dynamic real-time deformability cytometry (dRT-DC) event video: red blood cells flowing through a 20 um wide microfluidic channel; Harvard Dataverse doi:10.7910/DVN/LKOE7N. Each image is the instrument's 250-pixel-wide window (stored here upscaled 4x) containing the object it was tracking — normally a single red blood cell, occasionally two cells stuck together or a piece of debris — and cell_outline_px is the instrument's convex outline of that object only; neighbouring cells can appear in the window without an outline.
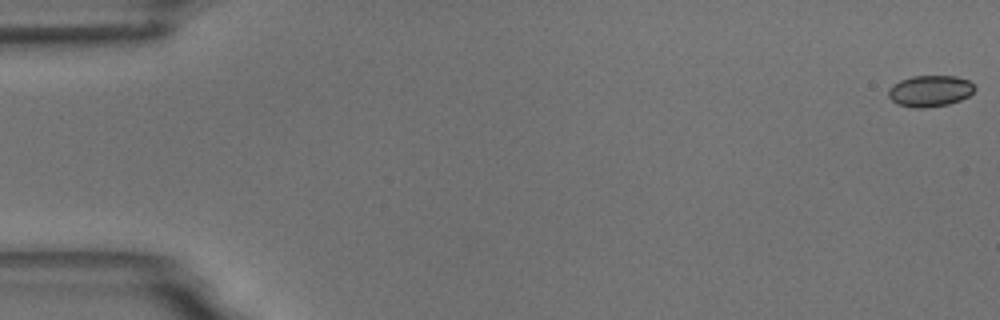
{"species": "common noctule bat (a hibernating species)", "species_latin": "Nyctalus noctula", "temperature_condition": "room temperature", "stored_images_in_passage": 56, "camera_frame_rate_fps": 3000, "um_per_image_px": 0.085, "animal": {"sex": "male", "body_mass_g": 18.8}, "frame": {"image": 1, "passage_image": 1, "time_ms": 0.0, "image_size_px": [1000, 320], "cell_outline_px": [[976, 88], [968, 96], [960, 100], [948, 104], [924, 108], [916, 108], [900, 104], [892, 100], [888, 96], [888, 88], [892, 84], [900, 80], [912, 76], [956, 76], [968, 80]], "centroid_in_image_um": [79.03, 7.72], "position_along_channel_um": 6.0, "area_um2": 15.66}}
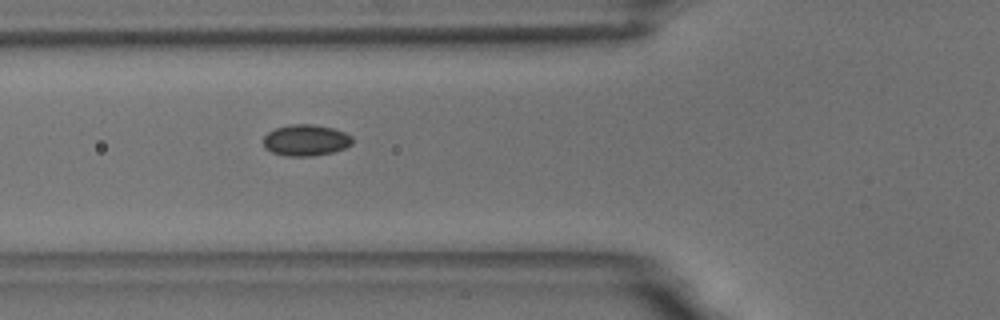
{"frame": {"image": 2, "passage_image": 21, "time_ms": 6.667, "image_size_px": [1000, 320], "cell_outline_px": [[352, 144], [344, 148], [332, 152], [312, 156], [284, 156], [272, 152], [264, 148], [264, 136], [268, 132], [276, 128], [288, 124], [312, 124], [332, 128], [344, 132], [352, 136]], "centroid_in_image_um": [25.97, 11.92], "position_along_channel_um": 99.8, "area_um2": 16.24}}
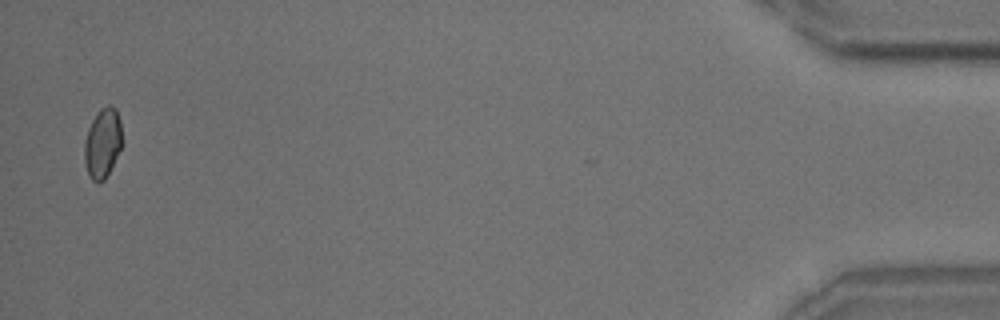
{"frame": {"image": 3, "passage_image": 55, "time_ms": 18.0, "image_size_px": [1000, 320], "cell_outline_px": [[124, 144], [104, 180], [92, 180], [88, 176], [84, 160], [84, 140], [88, 128], [96, 112], [100, 108], [108, 104], [112, 104], [116, 108], [120, 120], [124, 140]], "centroid_in_image_um": [8.75, 12.1], "position_along_channel_um": 426.5, "area_um2": 15.78}, "authors_computed_cell_mechanics": {"area_um2": 15.7794, "velocity_mm_per_s": 3.6492, "shape_relaxation_time_tau1_ms": 3.5484, "shape_relaxation_time_tau2_ms": 3.5496, "deformation_change_tau1": 0.0581, "deformation_change_tau2": 0.0505}}